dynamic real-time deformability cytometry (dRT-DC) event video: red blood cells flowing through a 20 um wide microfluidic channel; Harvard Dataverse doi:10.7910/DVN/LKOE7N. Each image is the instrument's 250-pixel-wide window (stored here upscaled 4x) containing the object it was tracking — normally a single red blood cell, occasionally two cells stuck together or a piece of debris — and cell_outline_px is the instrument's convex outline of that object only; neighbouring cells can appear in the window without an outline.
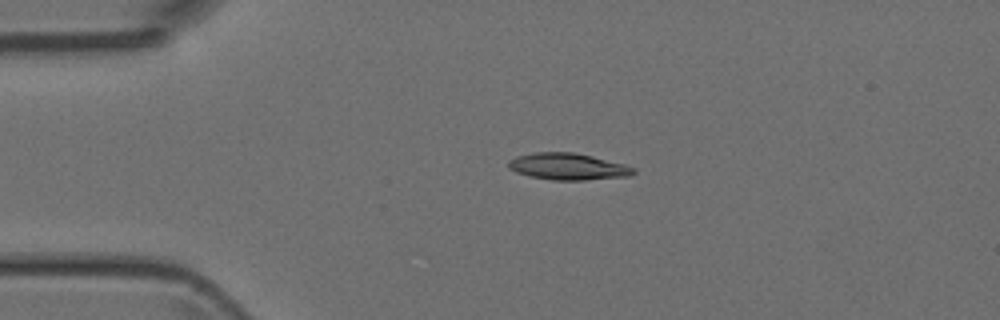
{"species": "Egyptian fruit bat (a non-hibernating species)", "species_latin": "Rousettus aegyptiacus", "temperature_condition": "room temperature", "stored_images_in_passage": 2, "camera_frame_rate_fps": 3000, "um_per_image_px": 0.085, "animal": {"sex": "female"}, "frame": {"image": 1, "passage_image": 1, "time_ms": 0.0, "image_size_px": [1000, 320], "cell_outline_px": [[636, 172], [632, 176], [584, 180], [552, 180], [532, 176], [516, 172], [508, 168], [508, 160], [516, 156], [532, 152], [572, 152], [592, 156], [624, 164], [636, 168]], "centroid_in_image_um": [48.29, 14.15], "position_along_channel_um": 36.7, "area_um2": 19.54}}